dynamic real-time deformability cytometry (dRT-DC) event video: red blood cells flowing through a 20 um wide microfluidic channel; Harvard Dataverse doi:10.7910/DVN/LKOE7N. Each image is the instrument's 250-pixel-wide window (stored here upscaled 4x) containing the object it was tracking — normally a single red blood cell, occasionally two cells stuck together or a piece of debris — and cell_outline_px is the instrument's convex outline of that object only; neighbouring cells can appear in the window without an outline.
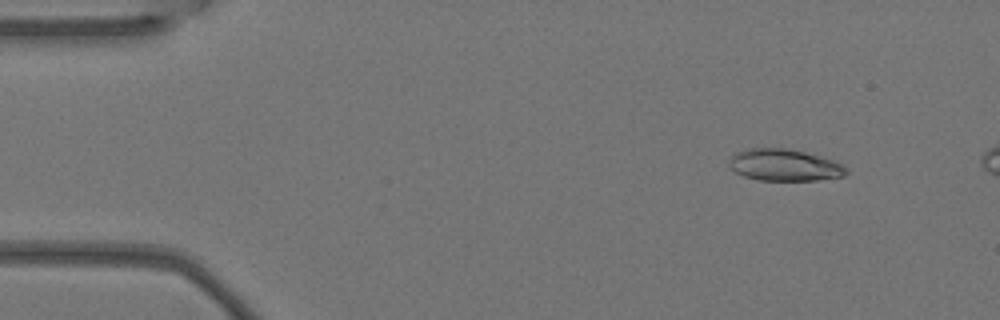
{"species": "Egyptian fruit bat (a non-hibernating species)", "species_latin": "Rousettus aegyptiacus", "temperature_condition": "warm", "stored_images_in_passage": 4, "camera_frame_rate_fps": 3000, "um_per_image_px": 0.085, "animal": {"sex": "female"}, "frame": {"image": 1, "passage_image": 1, "time_ms": 0.0, "image_size_px": [1000, 320], "cell_outline_px": [[848, 172], [844, 176], [816, 180], [760, 180], [744, 176], [736, 172], [728, 164], [732, 156], [736, 152], [748, 148], [784, 148], [804, 152], [832, 160], [840, 164]], "centroid_in_image_um": [66.64, 14.03], "position_along_channel_um": 18.4, "area_um2": 21.33}}